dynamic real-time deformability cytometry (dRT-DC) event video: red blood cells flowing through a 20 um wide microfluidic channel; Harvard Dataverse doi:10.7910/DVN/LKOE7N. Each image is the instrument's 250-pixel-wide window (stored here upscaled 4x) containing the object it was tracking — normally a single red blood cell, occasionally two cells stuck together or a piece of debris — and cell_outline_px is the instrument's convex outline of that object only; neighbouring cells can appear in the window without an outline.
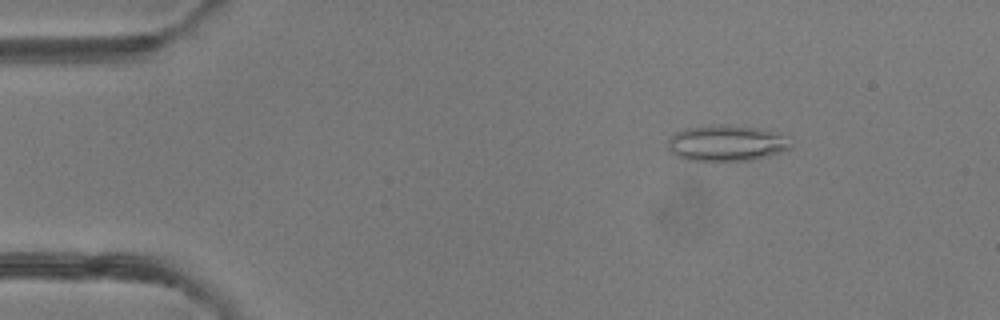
{"species": "common noctule bat (a hibernating species)", "species_latin": "Nyctalus noctula", "temperature_condition": "room temperature", "stored_images_in_passage": 48, "camera_frame_rate_fps": 3000, "um_per_image_px": 0.085, "animal": {"sex": "female"}, "frame": {"image": 1, "passage_image": 7, "time_ms": 2.0, "image_size_px": [1000, 320], "cell_outline_px": [[792, 144], [788, 148], [780, 152], [768, 156], [752, 160], [684, 160], [676, 156], [668, 148], [668, 140], [676, 132], [684, 128], [716, 124], [724, 124], [760, 128], [784, 136]], "centroid_in_image_um": [61.71, 12.16], "position_along_channel_um": 23.3, "area_um2": 25.61}}
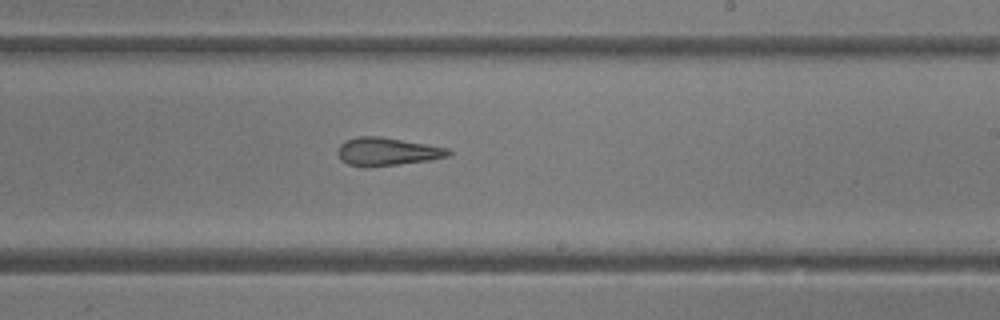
{"frame": {"image": 2, "passage_image": 29, "time_ms": 9.333, "image_size_px": [1000, 320], "cell_outline_px": [[452, 152], [448, 156], [432, 160], [364, 168], [348, 164], [340, 160], [336, 152], [340, 144], [344, 140], [356, 136], [380, 136], [448, 148]], "centroid_in_image_um": [32.85, 12.89], "position_along_channel_um": 256.2, "area_um2": 18.32}}
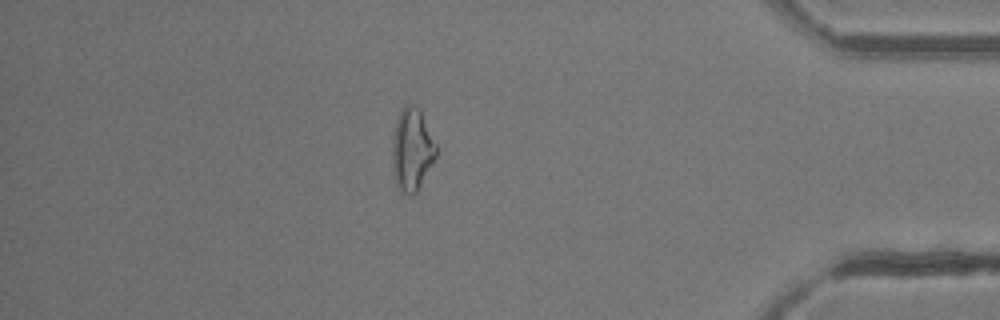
{"frame": {"image": 3, "passage_image": 42, "time_ms": 13.667, "image_size_px": [1000, 320], "cell_outline_px": [[436, 156], [432, 164], [416, 192], [412, 196], [408, 196], [400, 192], [396, 184], [392, 164], [392, 140], [396, 120], [404, 104], [412, 104], [420, 108], [436, 144]], "centroid_in_image_um": [35.0, 12.71], "position_along_channel_um": 400.2, "area_um2": 21.21}, "authors_computed_cell_mechanics": {"area_um2": 20.4034, "velocity_mm_per_s": 4.2372, "shape_relaxation_time_tau1_ms": null, "shape_relaxation_time_tau2_ms": 6.0849, "deformation_change_tau1": null, "deformation_change_tau2": 0.1811}}